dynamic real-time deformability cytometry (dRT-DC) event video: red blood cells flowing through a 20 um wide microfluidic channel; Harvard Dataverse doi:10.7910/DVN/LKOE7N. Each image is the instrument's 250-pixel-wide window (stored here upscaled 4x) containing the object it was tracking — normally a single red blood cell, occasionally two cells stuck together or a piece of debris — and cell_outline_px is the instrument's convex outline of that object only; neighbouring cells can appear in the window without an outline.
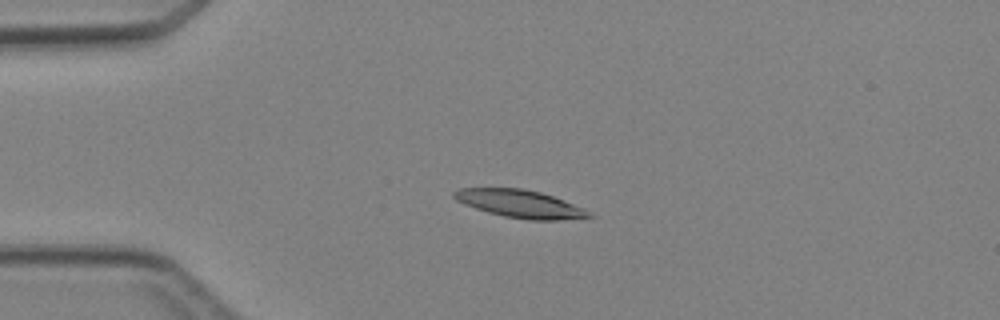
{"species": "Egyptian fruit bat (a non-hibernating species)", "species_latin": "Rousettus aegyptiacus", "temperature_condition": "cold", "stored_images_in_passage": 5, "camera_frame_rate_fps": 3000, "um_per_image_px": 0.085, "animal": {"sex": "female"}, "frame": {"image": 1, "passage_image": 3, "time_ms": 2.333, "image_size_px": [1000, 320], "cell_outline_px": [[596, 216], [556, 220], [532, 220], [504, 216], [488, 212], [464, 204], [456, 200], [452, 196], [452, 192], [460, 188], [520, 188], [540, 192], [552, 196], [584, 208]], "centroid_in_image_um": [44.19, 17.32], "position_along_channel_um": 40.8, "area_um2": 21.62}}
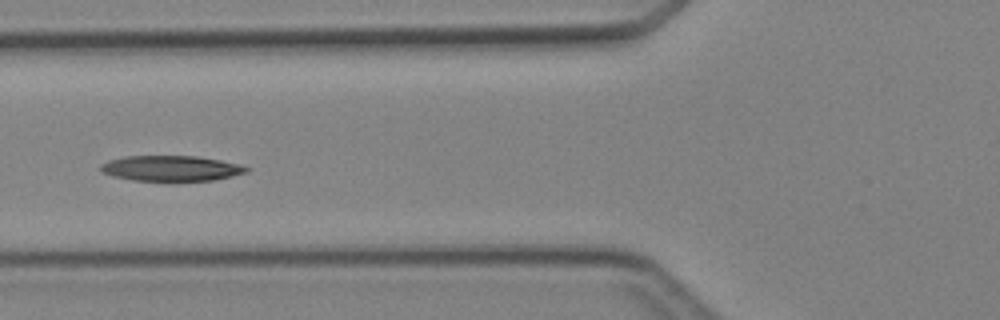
{"frame": {"image": 2, "passage_image": 5, "time_ms": 4.667, "image_size_px": [1000, 320], "cell_outline_px": [[252, 168], [248, 172], [232, 176], [212, 180], [132, 180], [112, 176], [100, 172], [100, 164], [108, 160], [124, 156], [196, 156], [220, 160], [240, 164]], "centroid_in_image_um": [14.53, 14.3], "position_along_channel_um": 111.3, "area_um2": 21.62}}